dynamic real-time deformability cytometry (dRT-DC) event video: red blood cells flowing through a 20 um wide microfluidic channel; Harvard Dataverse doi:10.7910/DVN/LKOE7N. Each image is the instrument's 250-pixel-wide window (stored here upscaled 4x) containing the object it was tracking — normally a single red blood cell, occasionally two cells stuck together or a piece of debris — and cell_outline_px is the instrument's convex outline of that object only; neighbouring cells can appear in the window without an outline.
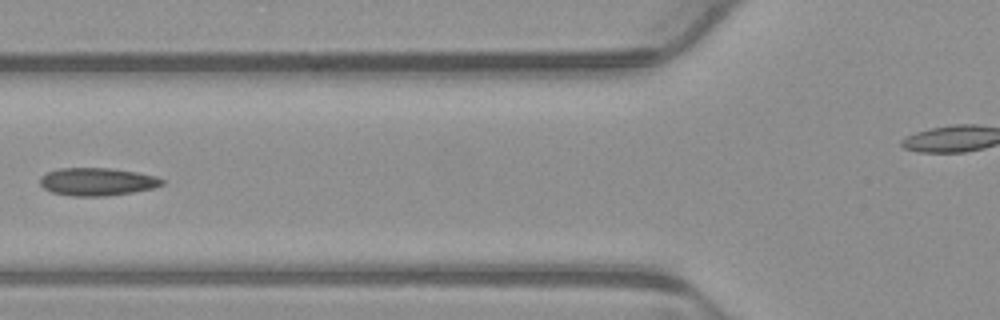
{"species": "common noctule bat (a hibernating species)", "species_latin": "Nyctalus noctula", "temperature_condition": "warm", "stored_images_in_passage": 6, "camera_frame_rate_fps": 3000, "um_per_image_px": 0.085, "animal": {"sex": "male", "body_mass_g": 23.1, "forearm_length_mm": 52.7}, "frame": {"image": 1, "passage_image": 6, "time_ms": 1.667, "image_size_px": [1000, 320], "cell_outline_px": [[164, 184], [152, 188], [132, 192], [104, 196], [72, 196], [52, 192], [44, 188], [40, 184], [40, 176], [44, 172], [60, 168], [112, 168], [136, 172], [156, 176], [164, 180]], "centroid_in_image_um": [8.23, 15.43], "position_along_channel_um": 117.6, "area_um2": 19.83}}